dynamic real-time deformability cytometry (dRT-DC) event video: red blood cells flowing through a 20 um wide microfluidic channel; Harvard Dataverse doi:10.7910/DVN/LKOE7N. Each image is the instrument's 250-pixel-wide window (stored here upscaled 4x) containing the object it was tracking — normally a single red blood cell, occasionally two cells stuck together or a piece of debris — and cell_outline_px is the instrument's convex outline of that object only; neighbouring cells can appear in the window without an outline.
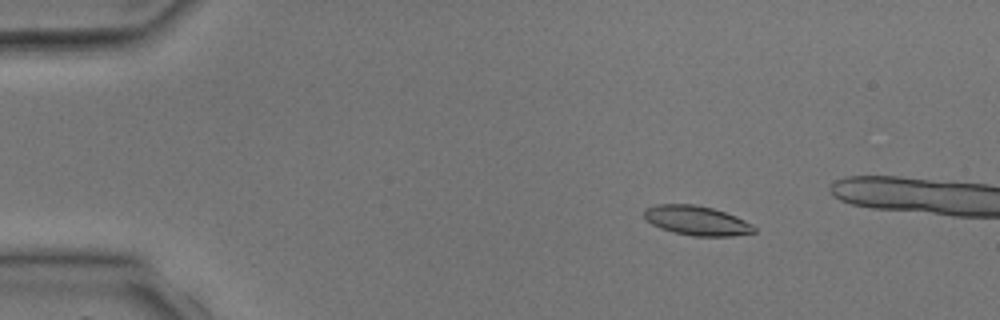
{"species": "common noctule bat (a hibernating species)", "species_latin": "Nyctalus noctula", "temperature_condition": "room temperature", "stored_images_in_passage": 3, "camera_frame_rate_fps": 3000, "um_per_image_px": 0.085, "animal": {"sex": "male", "body_mass_g": 17.9, "forearm_length_mm": 54.2}, "frame": {"image": 1, "passage_image": 1, "time_ms": 0.0, "image_size_px": [1000, 320], "cell_outline_px": [[756, 232], [732, 236], [692, 236], [660, 228], [652, 224], [644, 216], [644, 208], [656, 204], [692, 204], [712, 208], [736, 216], [752, 224], [756, 228]], "centroid_in_image_um": [59.22, 18.74], "position_along_channel_um": 25.8, "area_um2": 18.79}}